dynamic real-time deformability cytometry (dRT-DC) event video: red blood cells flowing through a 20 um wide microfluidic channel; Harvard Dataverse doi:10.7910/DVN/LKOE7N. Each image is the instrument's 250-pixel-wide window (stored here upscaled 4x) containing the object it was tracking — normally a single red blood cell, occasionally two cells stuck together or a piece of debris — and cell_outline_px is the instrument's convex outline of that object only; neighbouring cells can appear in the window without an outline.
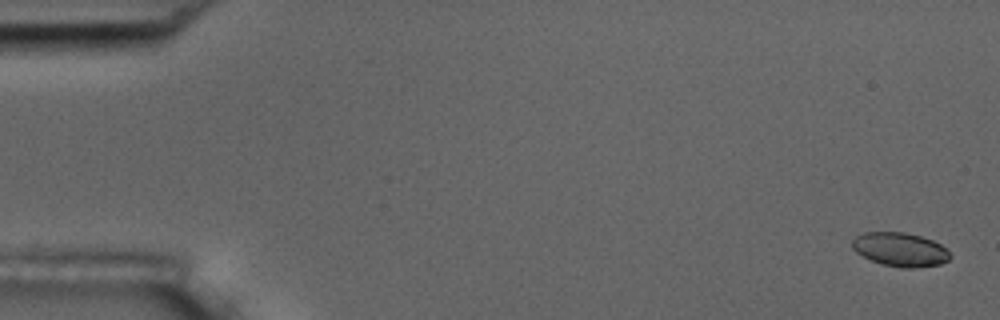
{"species": "common noctule bat (a hibernating species)", "species_latin": "Nyctalus noctula", "temperature_condition": "room temperature", "stored_images_in_passage": 6, "camera_frame_rate_fps": 3000, "um_per_image_px": 0.085, "animal": {"sex": "male", "body_mass_g": 17.5, "forearm_length_mm": 52.3}, "frame": {"image": 1, "passage_image": 1, "time_ms": 0.0, "image_size_px": [1000, 320], "cell_outline_px": [[952, 256], [948, 260], [940, 264], [912, 268], [900, 268], [884, 264], [872, 260], [856, 252], [852, 248], [852, 240], [856, 236], [864, 232], [904, 232], [920, 236], [932, 240], [940, 244]], "centroid_in_image_um": [76.5, 21.2], "position_along_channel_um": 8.5, "area_um2": 19.13}}
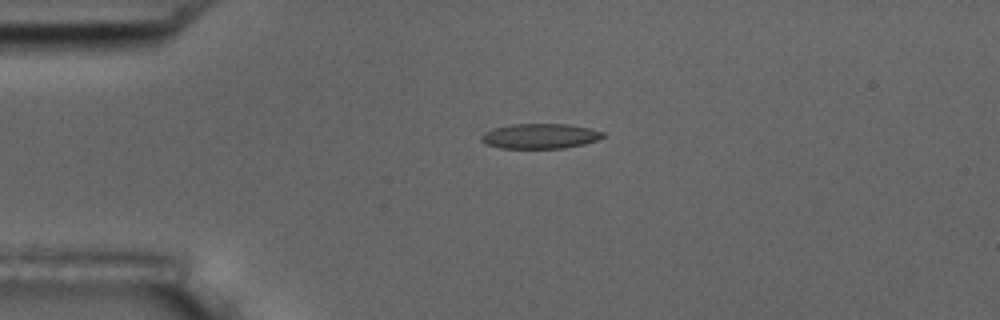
{"frame": {"image": 2, "passage_image": 6, "time_ms": 1.667, "image_size_px": [1000, 320], "cell_outline_px": [[604, 136], [596, 140], [584, 144], [564, 148], [500, 148], [484, 144], [480, 140], [480, 136], [484, 132], [492, 128], [512, 124], [568, 124], [588, 128], [604, 132]], "centroid_in_image_um": [45.84, 11.57], "position_along_channel_um": 39.2, "area_um2": 17.8}}